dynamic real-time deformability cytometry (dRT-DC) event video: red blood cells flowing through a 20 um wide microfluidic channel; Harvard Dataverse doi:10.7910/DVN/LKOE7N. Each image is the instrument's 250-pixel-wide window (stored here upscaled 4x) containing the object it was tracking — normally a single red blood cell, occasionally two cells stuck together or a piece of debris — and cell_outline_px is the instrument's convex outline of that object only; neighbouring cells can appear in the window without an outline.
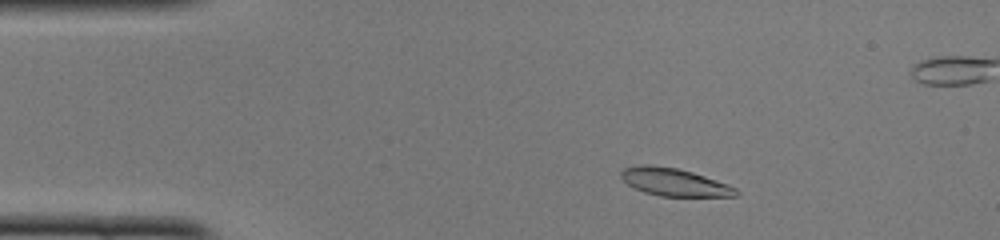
{"species": "common noctule bat (a hibernating species)", "species_latin": "Nyctalus noctula", "temperature_condition": "cold", "stored_images_in_passage": 47, "camera_frame_rate_fps": 3000, "um_per_image_px": 0.085, "animal": {"sex": "female", "body_mass_g": 22.0, "forearm_length_mm": 56.7}, "frame": {"image": 1, "passage_image": 5, "time_ms": 1.333, "image_size_px": [1000, 240], "cell_outline_px": [[740, 192], [736, 196], [660, 196], [644, 192], [628, 184], [620, 176], [620, 172], [624, 168], [640, 164], [648, 164], [676, 168], [692, 172], [728, 184], [736, 188]], "centroid_in_image_um": [57.31, 15.48], "position_along_channel_um": 27.7, "area_um2": 18.44}}
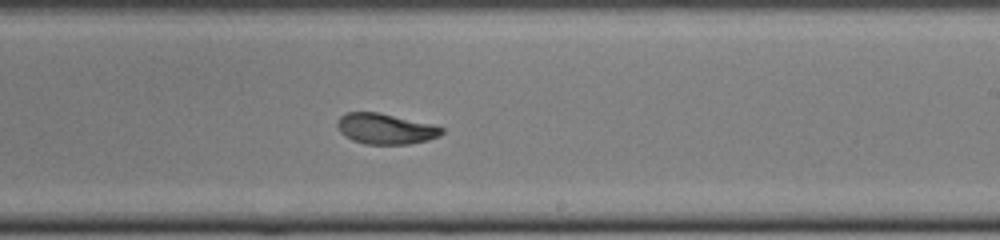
{"frame": {"image": 2, "passage_image": 26, "time_ms": 8.333, "image_size_px": [1000, 240], "cell_outline_px": [[444, 132], [440, 136], [428, 140], [408, 144], [364, 144], [352, 140], [340, 132], [336, 124], [336, 120], [340, 116], [348, 112], [380, 112], [432, 124], [444, 128]], "centroid_in_image_um": [32.76, 10.94], "position_along_channel_um": 256.2, "area_um2": 18.79}}
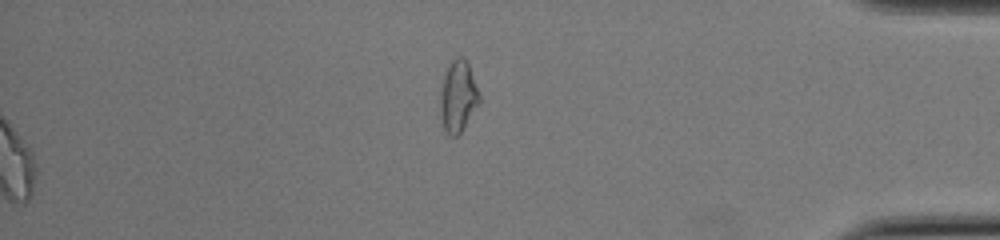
{"frame": {"image": 3, "passage_image": 47, "time_ms": 15.333, "image_size_px": [1000, 240], "cell_outline_px": [[480, 104], [460, 132], [456, 136], [452, 136], [444, 128], [440, 120], [440, 92], [444, 76], [452, 60], [456, 56], [464, 56], [468, 64], [480, 96]], "centroid_in_image_um": [38.93, 8.19], "position_along_channel_um": 396.3, "area_um2": 16.13}, "authors_computed_cell_mechanics": {"area_um2": 19.4208, "velocity_mm_per_s": 4.0625, "shape_relaxation_time_tau1_ms": 3.5654, "shape_relaxation_time_tau2_ms": 2.0551, "deformation_change_tau1": 0.13, "deformation_change_tau2": 0.0626}}